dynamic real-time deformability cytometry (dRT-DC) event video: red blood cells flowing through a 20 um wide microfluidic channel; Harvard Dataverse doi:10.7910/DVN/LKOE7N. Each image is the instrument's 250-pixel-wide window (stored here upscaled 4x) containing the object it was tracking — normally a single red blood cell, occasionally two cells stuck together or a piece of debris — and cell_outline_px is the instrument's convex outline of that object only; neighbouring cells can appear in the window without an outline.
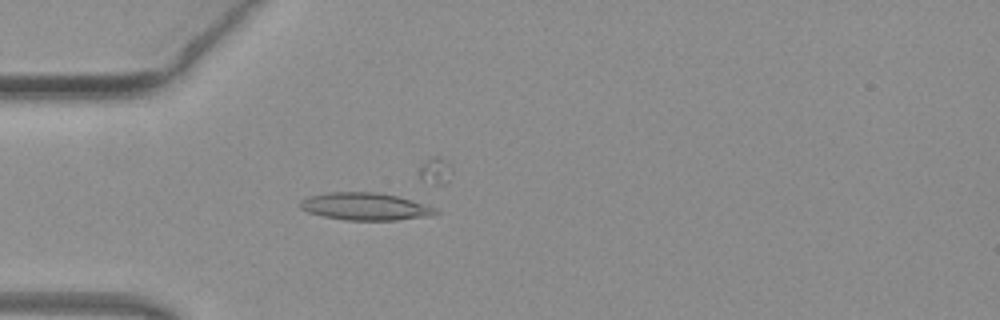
{"species": "common noctule bat (a hibernating species)", "species_latin": "Nyctalus noctula", "temperature_condition": "warm", "stored_images_in_passage": 40, "camera_frame_rate_fps": 3000, "um_per_image_px": 0.085, "animal": {"sex": "female", "body_mass_g": 19.3, "forearm_length_mm": 54.1}, "frame": {"image": 1, "passage_image": 15, "time_ms": 4.667, "image_size_px": [1000, 320], "cell_outline_px": [[440, 212], [436, 216], [396, 220], [348, 220], [324, 216], [308, 212], [300, 208], [300, 200], [308, 196], [328, 192], [376, 192], [396, 196], [436, 208]], "centroid_in_image_um": [31.06, 17.56], "position_along_channel_um": 53.9, "area_um2": 21.62}}
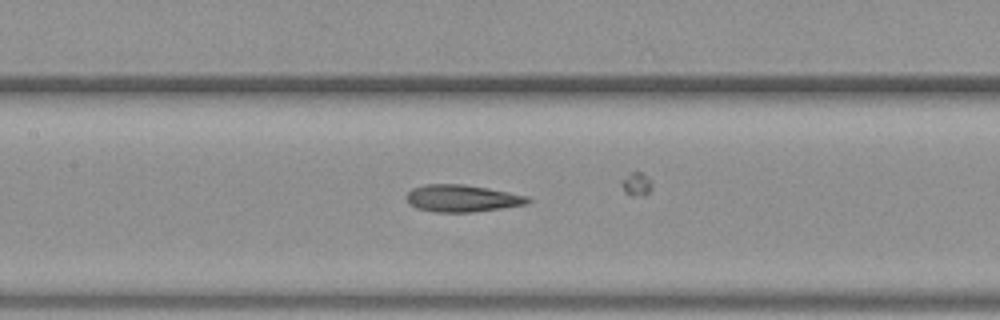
{"frame": {"image": 2, "passage_image": 24, "time_ms": 7.667, "image_size_px": [1000, 320], "cell_outline_px": [[532, 200], [528, 204], [504, 208], [472, 212], [436, 212], [416, 208], [404, 196], [412, 188], [424, 184], [460, 184], [488, 188], [528, 196]], "centroid_in_image_um": [39.3, 16.86], "position_along_channel_um": 168.1, "area_um2": 19.19}}
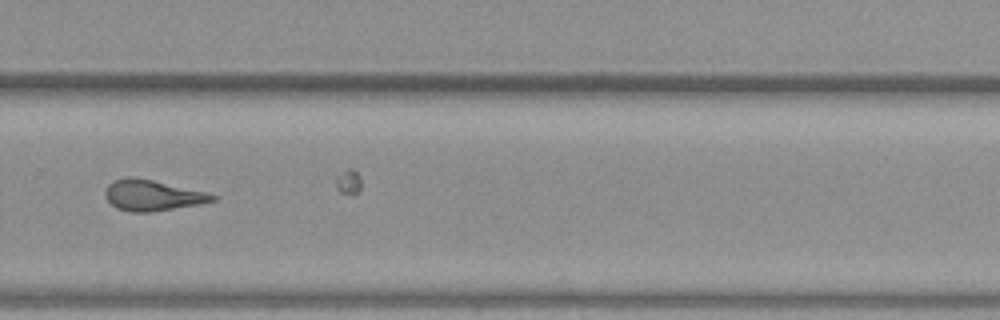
{"frame": {"image": 3, "passage_image": 35, "time_ms": 11.333, "image_size_px": [1000, 320], "cell_outline_px": [[216, 200], [200, 204], [152, 212], [128, 212], [116, 208], [104, 196], [104, 192], [108, 184], [116, 180], [128, 176], [132, 176], [152, 180], [204, 192], [216, 196]], "centroid_in_image_um": [12.9, 16.61], "position_along_channel_um": 316.9, "area_um2": 19.07}, "authors_computed_cell_mechanics": {"area_um2": 19.6809, "velocity_mm_per_s": 4.0795, "shape_relaxation_time_tau1_ms": null, "shape_relaxation_time_tau2_ms": 2.7662, "deformation_change_tau1": null, "deformation_change_tau2": 0.1087}}